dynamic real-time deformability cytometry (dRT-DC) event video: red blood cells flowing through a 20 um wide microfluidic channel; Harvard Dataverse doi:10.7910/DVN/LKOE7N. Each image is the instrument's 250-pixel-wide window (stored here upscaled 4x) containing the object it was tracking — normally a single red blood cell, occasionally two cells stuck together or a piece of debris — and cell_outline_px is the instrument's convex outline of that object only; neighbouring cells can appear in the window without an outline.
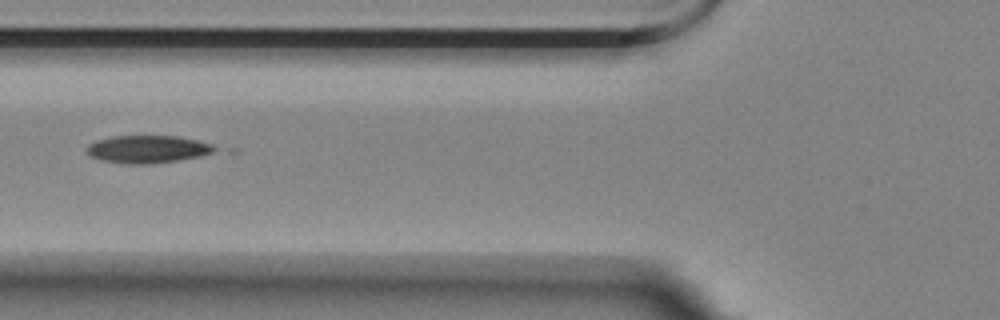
{"species": "Egyptian fruit bat (a non-hibernating species)", "species_latin": "Rousettus aegyptiacus", "temperature_condition": "room temperature", "stored_images_in_passage": 8, "camera_frame_rate_fps": 3000, "um_per_image_px": 0.085, "animal": {"sex": "female"}, "frame": {"image": 1, "passage_image": 6, "time_ms": 6.0, "image_size_px": [1000, 320], "cell_outline_px": [[220, 148], [212, 152], [200, 156], [152, 164], [124, 164], [100, 160], [88, 156], [84, 148], [88, 144], [96, 140], [112, 136], [176, 136], [196, 140], [212, 144]], "centroid_in_image_um": [12.48, 12.68], "position_along_channel_um": 113.3, "area_um2": 20.81}}
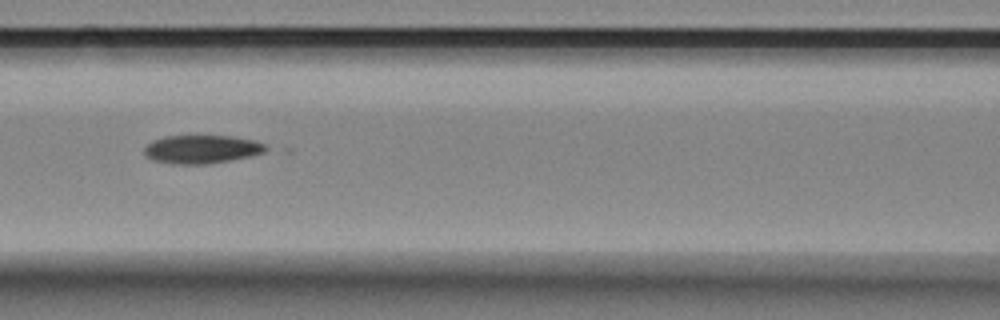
{"frame": {"image": 2, "passage_image": 7, "time_ms": 7.0, "image_size_px": [1000, 320], "cell_outline_px": [[272, 148], [264, 152], [252, 156], [208, 164], [172, 164], [152, 160], [144, 152], [144, 148], [152, 140], [164, 136], [232, 136], [256, 140]], "centroid_in_image_um": [17.19, 12.68], "position_along_channel_um": 149.4, "area_um2": 20.29}}
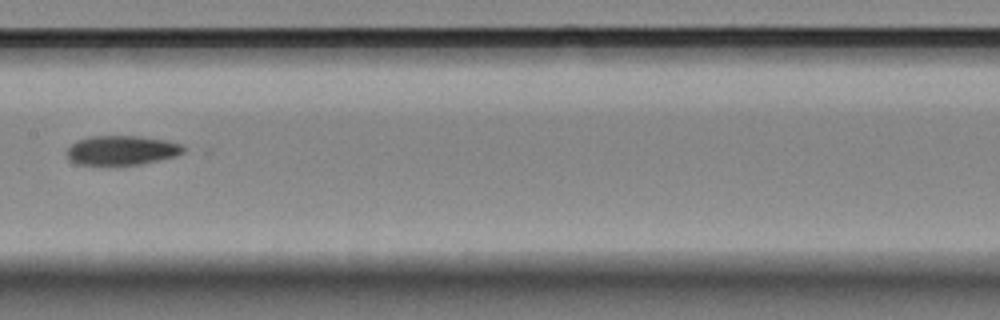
{"frame": {"image": 3, "passage_image": 8, "time_ms": 8.333, "image_size_px": [1000, 320], "cell_outline_px": [[184, 152], [176, 156], [140, 164], [76, 164], [68, 160], [64, 152], [76, 140], [88, 136], [140, 136], [168, 140], [184, 144]], "centroid_in_image_um": [10.33, 12.76], "position_along_channel_um": 197.1, "area_um2": 20.17}}